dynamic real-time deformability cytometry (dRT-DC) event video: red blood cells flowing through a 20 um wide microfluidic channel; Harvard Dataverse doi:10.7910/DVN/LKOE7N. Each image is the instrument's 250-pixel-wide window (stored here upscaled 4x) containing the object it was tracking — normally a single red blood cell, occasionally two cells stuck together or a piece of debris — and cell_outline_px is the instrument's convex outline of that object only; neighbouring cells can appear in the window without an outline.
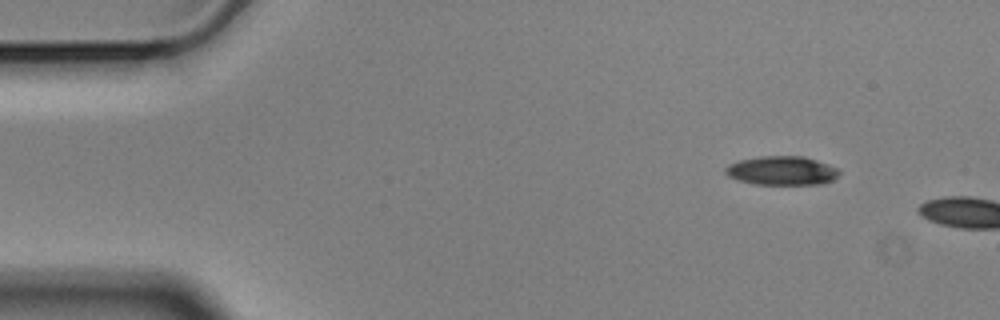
{"species": "Egyptian fruit bat (a non-hibernating species)", "species_latin": "Rousettus aegyptiacus", "temperature_condition": "cold", "stored_images_in_passage": 4, "camera_frame_rate_fps": 3000, "um_per_image_px": 0.085, "animal": {"sex": "male"}, "frame": {"image": 1, "passage_image": 1, "time_ms": 0.0, "image_size_px": [1000, 320], "cell_outline_px": [[840, 172], [832, 180], [824, 184], [752, 184], [736, 180], [728, 176], [724, 172], [724, 168], [728, 164], [740, 160], [760, 156], [804, 156], [840, 168]], "centroid_in_image_um": [66.44, 14.5], "position_along_channel_um": 18.6, "area_um2": 19.36}}